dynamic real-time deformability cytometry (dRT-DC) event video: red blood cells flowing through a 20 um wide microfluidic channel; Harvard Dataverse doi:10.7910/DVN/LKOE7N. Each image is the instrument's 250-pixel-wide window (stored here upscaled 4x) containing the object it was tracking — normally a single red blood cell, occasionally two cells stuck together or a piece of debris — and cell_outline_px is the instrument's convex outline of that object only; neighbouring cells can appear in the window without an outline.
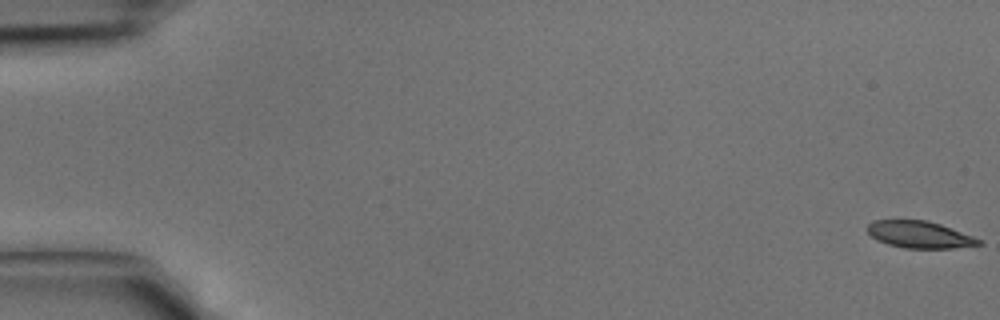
{"species": "common noctule bat (a hibernating species)", "species_latin": "Nyctalus noctula", "temperature_condition": "cold", "stored_images_in_passage": 43, "camera_frame_rate_fps": 3000, "um_per_image_px": 0.085, "animal": {"sex": "male", "body_mass_g": 15.6}, "frame": {"image": 1, "passage_image": 1, "time_ms": 0.0, "image_size_px": [1000, 320], "cell_outline_px": [[984, 244], [952, 248], [904, 248], [888, 244], [876, 240], [868, 232], [868, 224], [872, 220], [928, 220], [940, 224], [972, 236], [980, 240]], "centroid_in_image_um": [78.14, 19.94], "position_along_channel_um": 6.9, "area_um2": 17.34}}
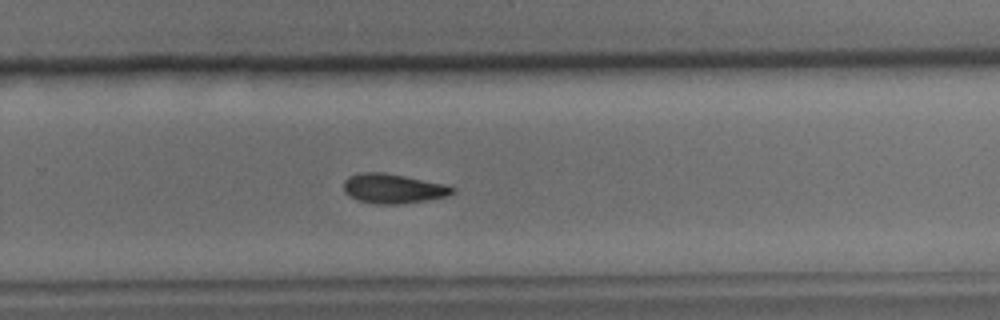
{"frame": {"image": 2, "passage_image": 29, "time_ms": 9.333, "image_size_px": [1000, 320], "cell_outline_px": [[456, 192], [448, 196], [400, 204], [376, 204], [356, 200], [344, 192], [344, 180], [348, 176], [360, 172], [384, 172], [444, 184], [456, 188]], "centroid_in_image_um": [33.39, 16.02], "position_along_channel_um": 296.4, "area_um2": 18.79}}
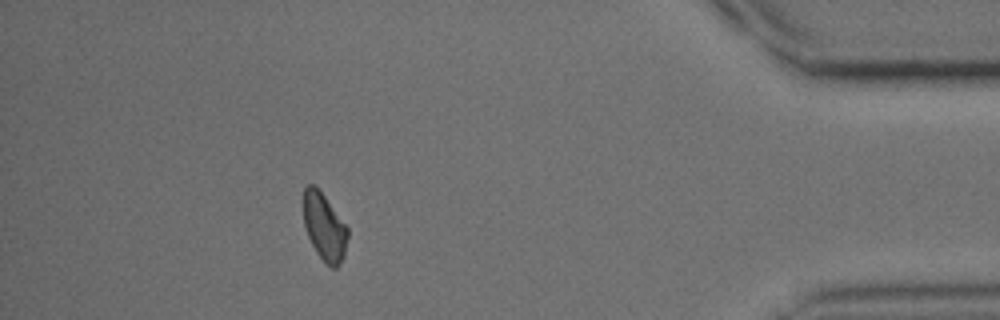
{"frame": {"image": 3, "passage_image": 39, "time_ms": 12.667, "image_size_px": [1000, 320], "cell_outline_px": [[348, 236], [344, 256], [336, 268], [332, 268], [316, 252], [308, 236], [304, 224], [304, 188], [308, 184], [312, 184], [324, 196], [348, 228]], "centroid_in_image_um": [27.57, 19.3], "position_along_channel_um": 407.6, "area_um2": 16.88}}